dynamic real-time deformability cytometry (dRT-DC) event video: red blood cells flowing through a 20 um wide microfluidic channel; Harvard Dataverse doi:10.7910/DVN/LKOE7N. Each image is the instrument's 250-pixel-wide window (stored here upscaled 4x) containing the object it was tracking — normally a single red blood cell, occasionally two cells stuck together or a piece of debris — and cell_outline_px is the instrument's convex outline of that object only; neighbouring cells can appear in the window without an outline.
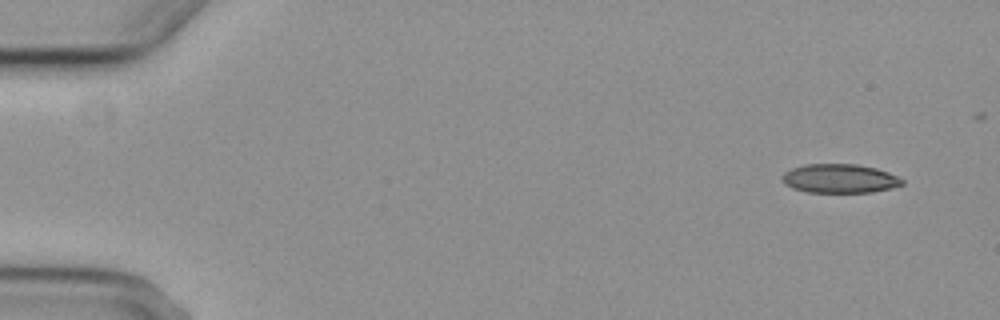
{"species": "common noctule bat (a hibernating species)", "species_latin": "Nyctalus noctula", "temperature_condition": "cold", "stored_images_in_passage": 4, "camera_frame_rate_fps": 3000, "um_per_image_px": 0.085, "animal": {"sex": "female", "body_mass_g": 29.2, "forearm_length_mm": 56.3}, "frame": {"image": 1, "passage_image": 1, "time_ms": 0.0, "image_size_px": [1000, 320], "cell_outline_px": [[904, 184], [892, 188], [872, 192], [808, 192], [792, 188], [784, 184], [780, 176], [784, 172], [792, 168], [804, 164], [856, 164], [876, 168], [888, 172], [904, 180]], "centroid_in_image_um": [71.35, 15.17], "position_along_channel_um": 13.7, "area_um2": 20.35}}
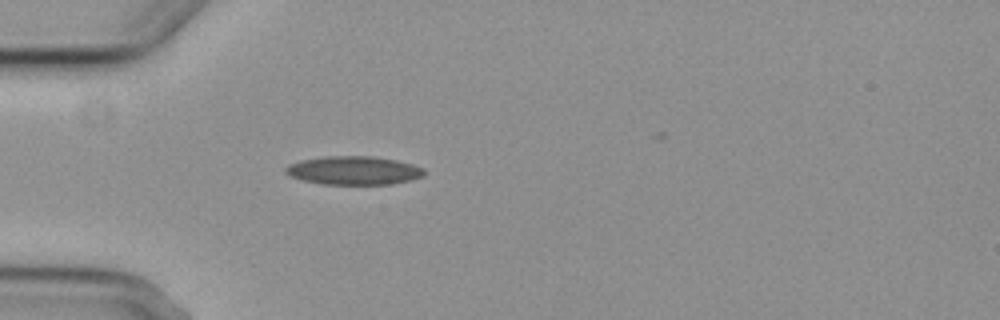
{"frame": {"image": 2, "passage_image": 4, "time_ms": 4.333, "image_size_px": [1000, 320], "cell_outline_px": [[424, 176], [412, 180], [392, 184], [320, 184], [300, 180], [288, 176], [284, 172], [284, 168], [288, 164], [300, 160], [324, 156], [372, 156], [396, 160], [412, 164], [424, 168]], "centroid_in_image_um": [30.02, 14.49], "position_along_channel_um": 55.0, "area_um2": 23.35}}